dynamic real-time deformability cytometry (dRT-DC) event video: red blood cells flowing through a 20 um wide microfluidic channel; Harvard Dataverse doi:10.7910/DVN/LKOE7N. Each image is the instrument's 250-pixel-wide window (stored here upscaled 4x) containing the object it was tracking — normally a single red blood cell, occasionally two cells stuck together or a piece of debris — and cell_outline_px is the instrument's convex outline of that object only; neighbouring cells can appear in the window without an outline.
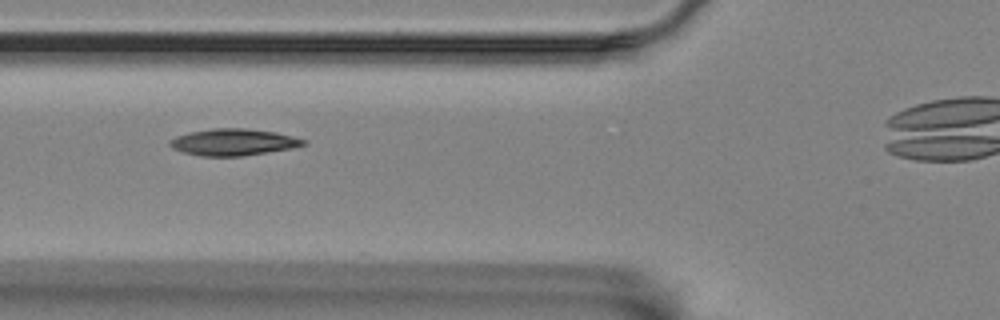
{"species": "Egyptian fruit bat (a non-hibernating species)", "species_latin": "Rousettus aegyptiacus", "temperature_condition": "room temperature", "stored_images_in_passage": 8, "camera_frame_rate_fps": 3000, "um_per_image_px": 0.085, "animal": {"sex": "female"}, "frame": {"image": 1, "passage_image": 4, "time_ms": 3.333, "image_size_px": [1000, 320], "cell_outline_px": [[308, 144], [292, 148], [240, 156], [200, 156], [184, 152], [172, 148], [168, 144], [176, 136], [188, 132], [212, 128], [244, 128], [276, 132], [308, 140]], "centroid_in_image_um": [19.85, 12.07], "position_along_channel_um": 105.9, "area_um2": 20.75}}
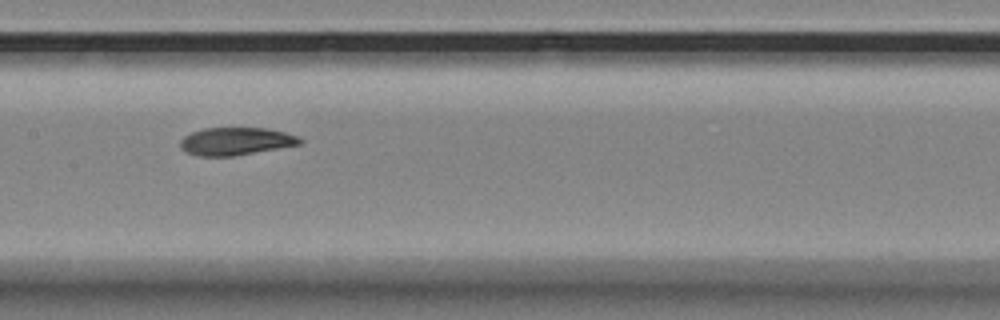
{"frame": {"image": 2, "passage_image": 6, "time_ms": 5.667, "image_size_px": [1000, 320], "cell_outline_px": [[304, 140], [300, 144], [232, 156], [200, 156], [188, 152], [180, 148], [180, 140], [184, 136], [192, 132], [204, 128], [268, 128], [300, 136]], "centroid_in_image_um": [20.05, 12.0], "position_along_channel_um": 187.3, "area_um2": 19.19}}
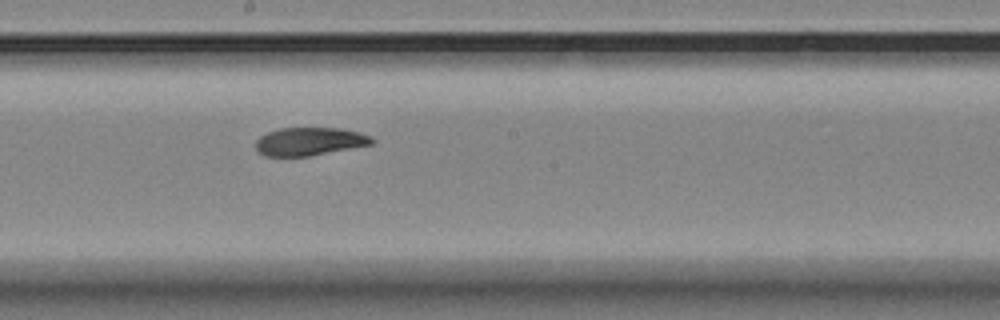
{"frame": {"image": 3, "passage_image": 7, "time_ms": 6.667, "image_size_px": [1000, 320], "cell_outline_px": [[376, 140], [372, 144], [308, 156], [264, 156], [256, 152], [256, 140], [260, 136], [268, 132], [280, 128], [340, 128], [356, 132], [368, 136]], "centroid_in_image_um": [26.25, 12.03], "position_along_channel_um": 222.0, "area_um2": 18.84}}